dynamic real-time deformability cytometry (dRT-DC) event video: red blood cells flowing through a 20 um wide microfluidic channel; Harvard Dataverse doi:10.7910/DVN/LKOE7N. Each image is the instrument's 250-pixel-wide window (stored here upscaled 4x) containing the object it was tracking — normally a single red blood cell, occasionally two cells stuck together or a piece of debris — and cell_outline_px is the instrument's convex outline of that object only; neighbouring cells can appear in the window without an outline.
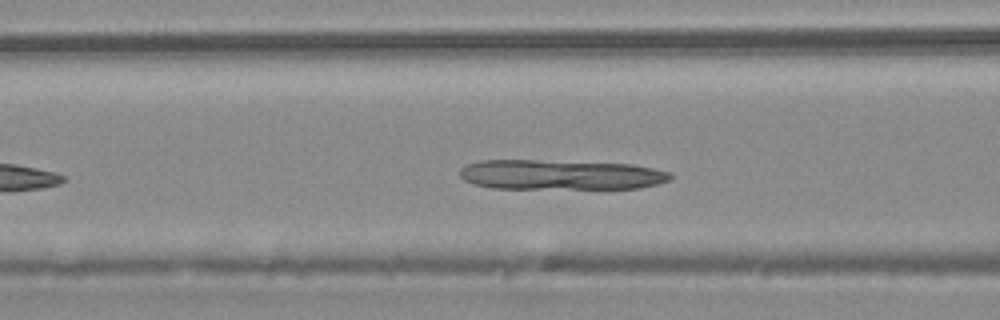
{"species": "common noctule bat (a hibernating species)", "species_latin": "Nyctalus noctula", "temperature_condition": "warm", "stored_images_in_passage": 22, "camera_frame_rate_fps": 3000, "um_per_image_px": 0.085, "animal": {"sex": "male", "body_mass_g": 20.4}, "frame": {"image": 1, "passage_image": 8, "time_ms": 2.333, "image_size_px": [1000, 320], "cell_outline_px": [[672, 176], [668, 180], [660, 184], [640, 188], [492, 188], [472, 184], [464, 180], [460, 176], [460, 168], [468, 164], [480, 160], [536, 160], [632, 164], [672, 172]], "centroid_in_image_um": [47.64, 14.85], "position_along_channel_um": 119.0, "area_um2": 36.82}}